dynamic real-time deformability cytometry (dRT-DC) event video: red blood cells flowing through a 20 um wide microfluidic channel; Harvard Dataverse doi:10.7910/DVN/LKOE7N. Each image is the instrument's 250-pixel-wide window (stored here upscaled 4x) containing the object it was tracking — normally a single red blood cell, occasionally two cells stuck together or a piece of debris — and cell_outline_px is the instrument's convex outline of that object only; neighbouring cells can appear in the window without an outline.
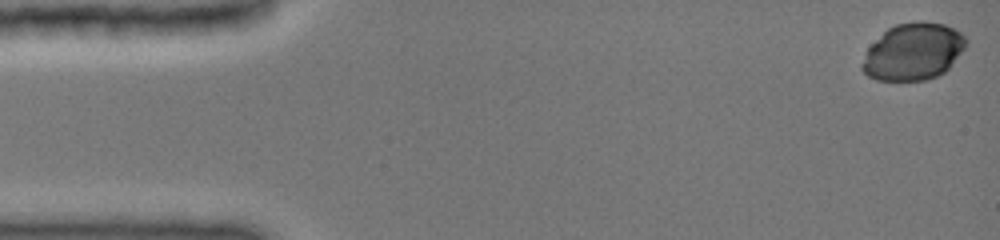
{"species": "common noctule bat (a hibernating species)", "species_latin": "Nyctalus noctula", "temperature_condition": "cold", "stored_images_in_passage": 6, "camera_frame_rate_fps": 3000, "um_per_image_px": 0.085, "animal": {"sex": "female", "body_mass_g": 19.0, "forearm_length_mm": 51.5}, "frame": {"image": 1, "passage_image": 1, "time_ms": 0.0, "image_size_px": [1000, 240], "cell_outline_px": [[968, 44], [948, 68], [944, 72], [936, 76], [924, 80], [876, 80], [868, 76], [860, 68], [868, 48], [888, 28], [896, 24], [916, 20], [924, 20], [944, 24], [960, 32], [968, 40]], "centroid_in_image_um": [77.64, 4.37], "position_along_channel_um": 7.4, "area_um2": 34.39}}